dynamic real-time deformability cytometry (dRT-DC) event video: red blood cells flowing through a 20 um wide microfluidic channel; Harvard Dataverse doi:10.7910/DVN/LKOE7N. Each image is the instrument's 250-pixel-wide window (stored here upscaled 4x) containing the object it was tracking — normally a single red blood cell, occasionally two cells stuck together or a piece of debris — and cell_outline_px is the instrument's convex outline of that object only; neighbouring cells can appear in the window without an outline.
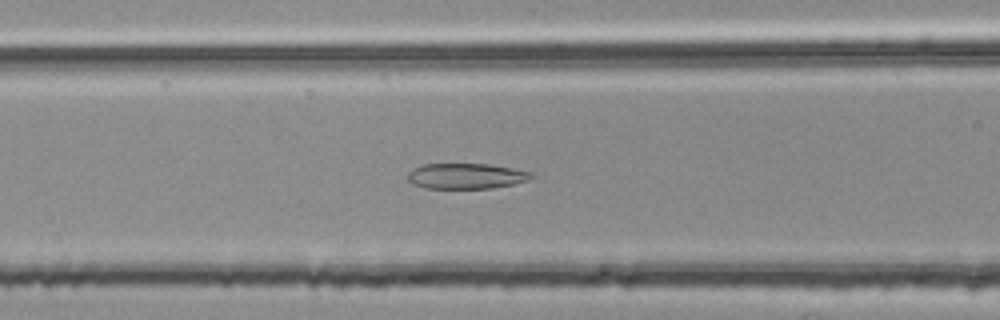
{"species": "common noctule bat (a hibernating species)", "species_latin": "Nyctalus noctula", "temperature_condition": "room temperature", "stored_images_in_passage": 44, "camera_frame_rate_fps": 3000, "um_per_image_px": 0.085, "animal": {"sex": "female", "body_mass_g": 25.1}, "frame": {"image": 1, "passage_image": 21, "time_ms": 6.667, "image_size_px": [1000, 320], "cell_outline_px": [[532, 176], [528, 180], [512, 184], [492, 188], [424, 188], [412, 184], [408, 180], [408, 172], [424, 164], [488, 164], [512, 168], [532, 172]], "centroid_in_image_um": [39.6, 14.97], "position_along_channel_um": 127.0, "area_um2": 18.21}}
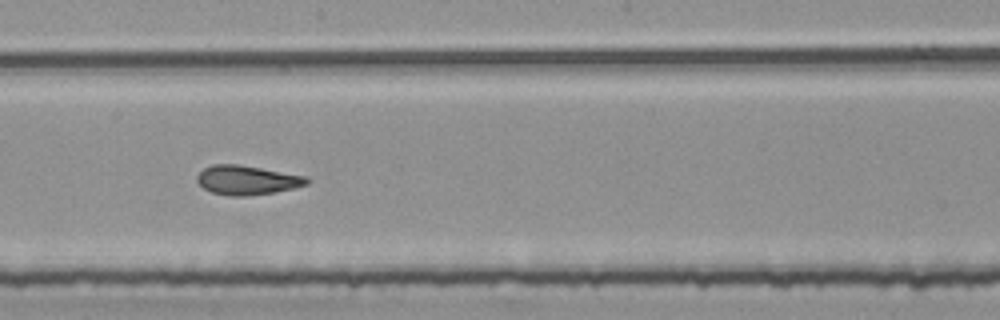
{"frame": {"image": 2, "passage_image": 29, "time_ms": 9.333, "image_size_px": [1000, 320], "cell_outline_px": [[312, 180], [308, 184], [296, 188], [248, 196], [232, 196], [212, 192], [204, 188], [196, 180], [196, 176], [204, 168], [212, 164], [236, 164], [308, 176]], "centroid_in_image_um": [21.04, 15.3], "position_along_channel_um": 227.2, "area_um2": 18.73}}
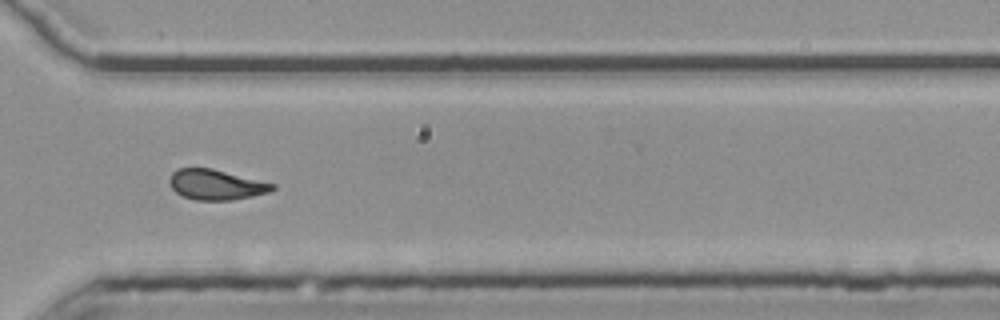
{"frame": {"image": 3, "passage_image": 39, "time_ms": 12.667, "image_size_px": [1000, 320], "cell_outline_px": [[276, 188], [268, 192], [252, 196], [232, 200], [196, 200], [184, 196], [176, 192], [168, 184], [168, 180], [172, 172], [180, 168], [212, 168], [276, 184]], "centroid_in_image_um": [18.35, 15.69], "position_along_channel_um": 352.2, "area_um2": 18.15}, "authors_computed_cell_mechanics": {"area_um2": 20.1144, "velocity_mm_per_s": 3.7631, "shape_relaxation_time_tau1_ms": null, "shape_relaxation_time_tau2_ms": 2.2583, "deformation_change_tau1": null, "deformation_change_tau2": 0.0979}}